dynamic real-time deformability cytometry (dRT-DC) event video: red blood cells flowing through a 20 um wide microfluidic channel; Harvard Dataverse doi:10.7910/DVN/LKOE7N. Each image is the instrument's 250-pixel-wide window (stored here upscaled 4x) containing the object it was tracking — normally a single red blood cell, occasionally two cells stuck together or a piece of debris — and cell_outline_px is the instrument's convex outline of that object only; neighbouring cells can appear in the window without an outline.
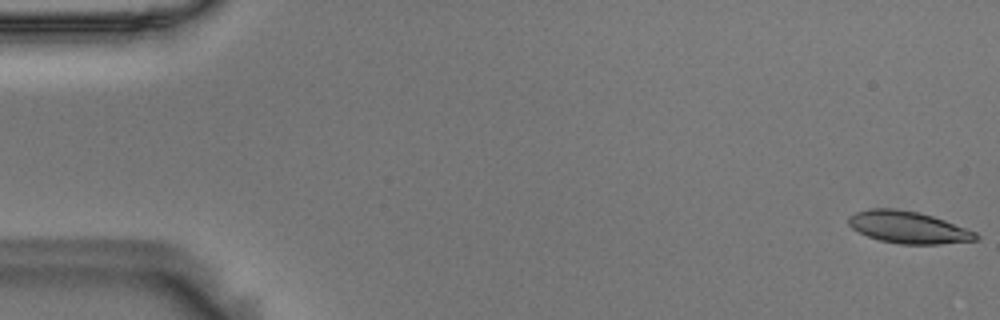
{"species": "Egyptian fruit bat (a non-hibernating species)", "species_latin": "Rousettus aegyptiacus", "temperature_condition": "room temperature", "stored_images_in_passage": 56, "camera_frame_rate_fps": 3000, "um_per_image_px": 0.085, "animal": {"sex": "male"}, "frame": {"image": 1, "passage_image": 1, "time_ms": 0.0, "image_size_px": [1000, 320], "cell_outline_px": [[980, 236], [976, 240], [940, 244], [900, 244], [880, 240], [868, 236], [852, 228], [848, 224], [848, 216], [856, 212], [872, 208], [892, 208], [916, 212], [932, 216], [944, 220], [976, 232]], "centroid_in_image_um": [77.19, 19.32], "position_along_channel_um": 7.8, "area_um2": 23.52}}
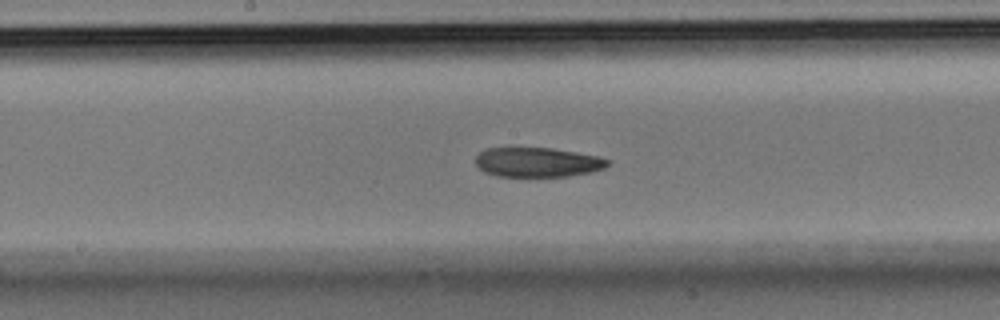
{"frame": {"image": 2, "passage_image": 29, "time_ms": 9.333, "image_size_px": [1000, 320], "cell_outline_px": [[608, 164], [604, 168], [592, 172], [568, 176], [496, 176], [484, 172], [476, 164], [476, 156], [480, 152], [488, 148], [508, 144], [552, 148], [576, 152], [596, 156], [608, 160]], "centroid_in_image_um": [45.6, 13.74], "position_along_channel_um": 202.6, "area_um2": 23.47}}
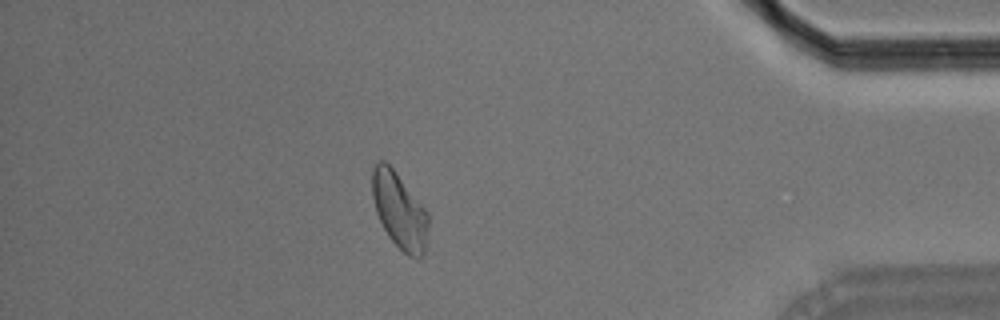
{"frame": {"image": 3, "passage_image": 49, "time_ms": 16.0, "image_size_px": [1000, 320], "cell_outline_px": [[428, 224], [424, 252], [420, 256], [408, 256], [388, 236], [376, 212], [372, 196], [372, 168], [380, 160], [384, 160], [396, 172], [428, 212]], "centroid_in_image_um": [33.93, 17.87], "position_along_channel_um": 401.3, "area_um2": 24.39}, "authors_computed_cell_mechanics": {"area_um2": 24.2471, "velocity_mm_per_s": 3.5808, "shape_relaxation_time_tau1_ms": 6.1742, "shape_relaxation_time_tau2_ms": 11.1931, "deformation_change_tau1": 0.138, "deformation_change_tau2": 0.1979}}